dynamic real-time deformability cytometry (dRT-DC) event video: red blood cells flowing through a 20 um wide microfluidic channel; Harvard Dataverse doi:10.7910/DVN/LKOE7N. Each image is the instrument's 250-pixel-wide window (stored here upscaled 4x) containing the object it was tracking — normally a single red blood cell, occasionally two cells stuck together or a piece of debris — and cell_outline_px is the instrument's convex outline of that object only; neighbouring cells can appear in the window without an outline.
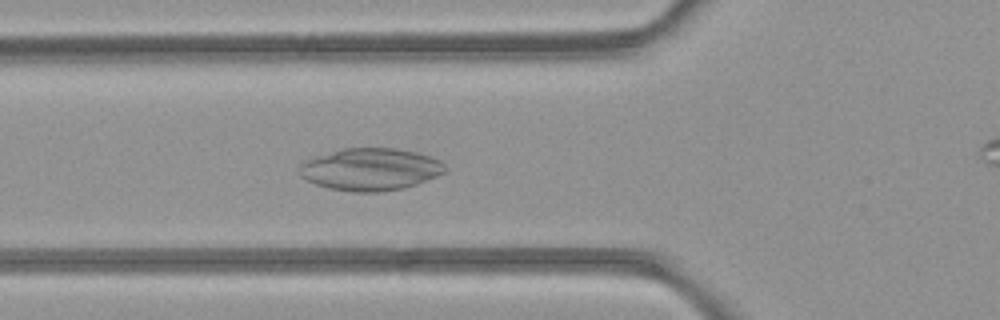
{"species": "common noctule bat (a hibernating species)", "species_latin": "Nyctalus noctula", "temperature_condition": "room temperature", "stored_images_in_passage": 43, "camera_frame_rate_fps": 3000, "um_per_image_px": 0.085, "animal": {"sex": "female", "body_mass_g": 21.9}, "frame": {"image": 1, "passage_image": 18, "time_ms": 5.667, "image_size_px": [1000, 320], "cell_outline_px": [[444, 172], [436, 176], [416, 184], [404, 188], [380, 192], [352, 192], [328, 188], [316, 184], [300, 176], [300, 164], [304, 160], [316, 156], [344, 148], [396, 148], [416, 152], [432, 156], [440, 160], [444, 164]], "centroid_in_image_um": [31.48, 14.39], "position_along_channel_um": 94.3, "area_um2": 35.84}}
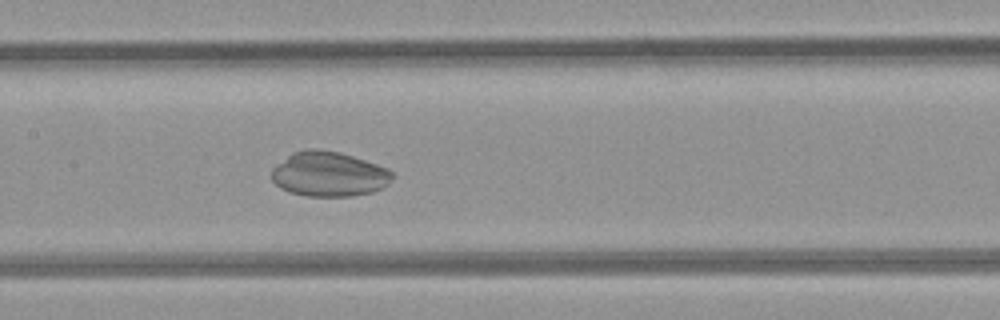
{"frame": {"image": 2, "passage_image": 24, "time_ms": 7.667, "image_size_px": [1000, 320], "cell_outline_px": [[396, 176], [388, 184], [372, 192], [352, 196], [308, 196], [288, 192], [280, 188], [272, 180], [272, 168], [276, 164], [292, 152], [304, 148], [316, 148], [340, 152], [388, 168], [396, 172]], "centroid_in_image_um": [27.96, 14.79], "position_along_channel_um": 179.4, "area_um2": 31.91}}
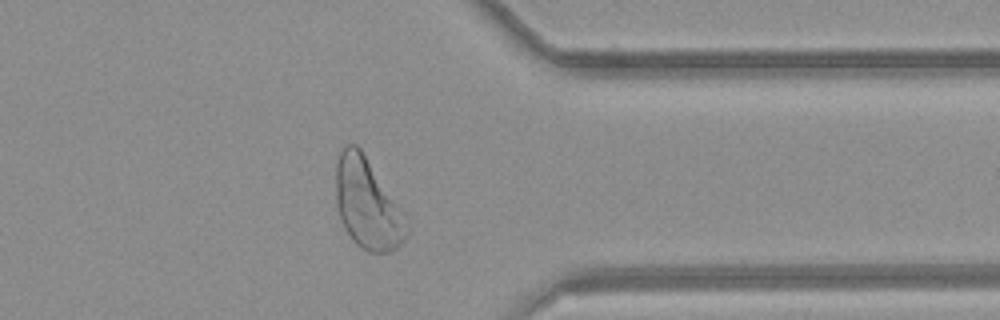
{"frame": {"image": 3, "passage_image": 39, "time_ms": 12.667, "image_size_px": [1000, 320], "cell_outline_px": [[408, 236], [396, 248], [388, 252], [368, 252], [360, 248], [352, 240], [344, 228], [336, 204], [336, 164], [340, 152], [344, 144], [356, 144], [360, 148], [408, 216]], "centroid_in_image_um": [31.26, 17.34], "position_along_channel_um": 380.1, "area_um2": 37.74}}